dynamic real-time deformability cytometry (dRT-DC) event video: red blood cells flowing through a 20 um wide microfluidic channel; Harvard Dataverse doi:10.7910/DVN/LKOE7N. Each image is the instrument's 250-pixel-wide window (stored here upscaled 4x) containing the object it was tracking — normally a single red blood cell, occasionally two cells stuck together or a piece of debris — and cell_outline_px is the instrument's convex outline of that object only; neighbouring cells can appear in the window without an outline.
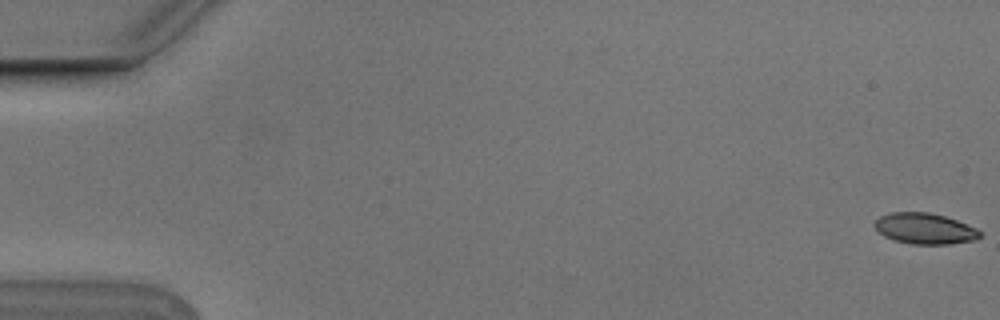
{"species": "Egyptian fruit bat (a non-hibernating species)", "species_latin": "Rousettus aegyptiacus", "temperature_condition": "cold", "stored_images_in_passage": 9, "camera_frame_rate_fps": 3000, "um_per_image_px": 0.085, "animal": {"sex": "male"}, "frame": {"image": 1, "passage_image": 1, "time_ms": 0.0, "image_size_px": [1000, 320], "cell_outline_px": [[984, 232], [976, 240], [948, 244], [912, 244], [896, 240], [884, 236], [872, 224], [880, 216], [892, 212], [928, 212], [944, 216], [956, 220], [976, 228]], "centroid_in_image_um": [78.63, 19.43], "position_along_channel_um": 6.4, "area_um2": 18.9}}
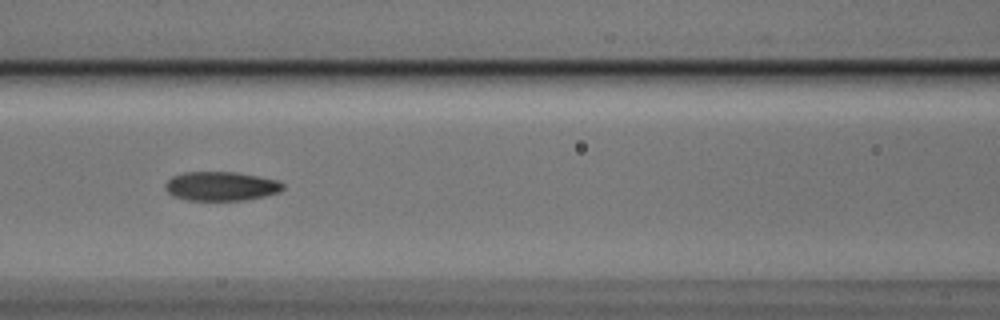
{"frame": {"image": 2, "passage_image": 8, "time_ms": 2.333, "image_size_px": [1000, 320], "cell_outline_px": [[284, 188], [280, 192], [264, 196], [244, 200], [188, 200], [176, 196], [168, 192], [164, 188], [164, 184], [172, 176], [184, 172], [236, 172], [276, 180], [284, 184]], "centroid_in_image_um": [18.78, 15.82], "position_along_channel_um": 147.8, "area_um2": 19.83}}
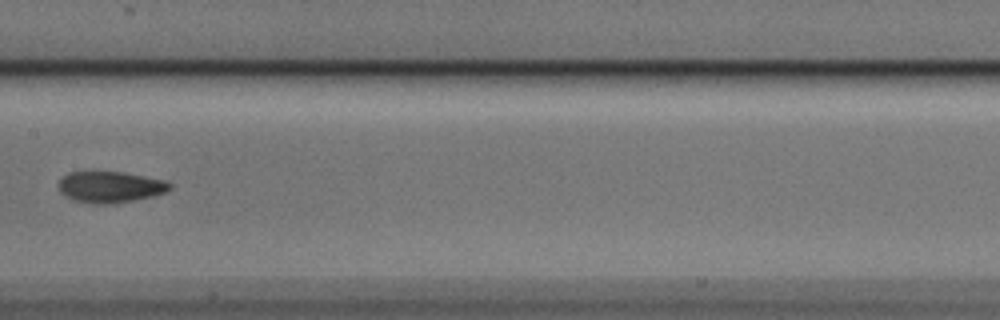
{"frame": {"image": 3, "passage_image": 9, "time_ms": 2.667, "image_size_px": [1000, 320], "cell_outline_px": [[172, 188], [156, 196], [112, 204], [92, 204], [72, 200], [64, 196], [60, 192], [60, 180], [68, 172], [124, 172], [164, 180], [172, 184]], "centroid_in_image_um": [9.38, 15.91], "position_along_channel_um": 198.0, "area_um2": 20.35}}